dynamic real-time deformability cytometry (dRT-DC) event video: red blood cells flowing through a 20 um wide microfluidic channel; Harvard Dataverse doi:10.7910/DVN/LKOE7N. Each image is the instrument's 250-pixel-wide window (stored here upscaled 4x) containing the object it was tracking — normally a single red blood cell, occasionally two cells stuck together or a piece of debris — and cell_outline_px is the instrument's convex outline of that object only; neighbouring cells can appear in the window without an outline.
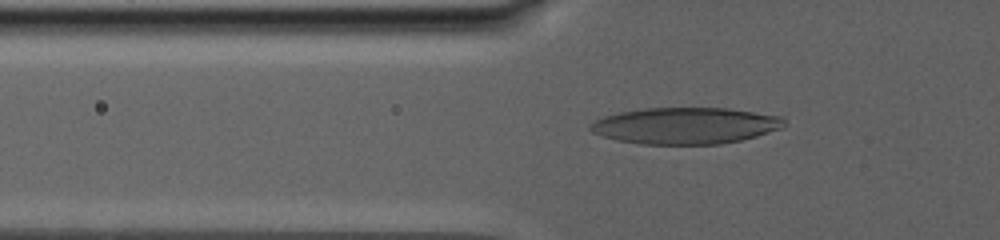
{"species": "human", "species_latin": "Homo sapiens", "temperature_condition": "warm", "stored_images_in_passage": 14, "camera_frame_rate_fps": 3000, "um_per_image_px": 0.085, "donor": {"sex": "male"}, "frame": {"image": 1, "passage_image": 3, "time_ms": 0.333, "image_size_px": [1000, 240], "cell_outline_px": [[788, 124], [784, 128], [756, 136], [740, 140], [720, 144], [640, 144], [616, 140], [592, 132], [588, 128], [588, 124], [604, 116], [620, 112], [644, 108], [728, 108], [780, 116]], "centroid_in_image_um": [58.27, 10.68], "position_along_channel_um": 67.5, "area_um2": 41.33}}
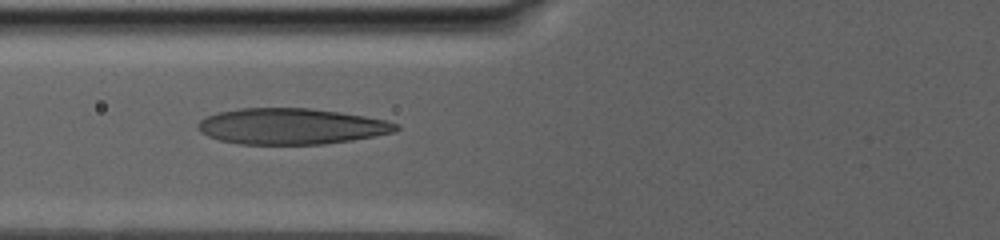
{"frame": {"image": 2, "passage_image": 13, "time_ms": 2.0, "image_size_px": [1000, 240], "cell_outline_px": [[400, 128], [396, 132], [376, 136], [352, 140], [324, 144], [240, 144], [220, 140], [208, 136], [200, 132], [196, 128], [196, 124], [204, 116], [216, 112], [240, 108], [308, 108], [340, 112], [364, 116], [384, 120], [400, 124]], "centroid_in_image_um": [24.74, 10.73], "position_along_channel_um": 101.1, "area_um2": 41.85}}